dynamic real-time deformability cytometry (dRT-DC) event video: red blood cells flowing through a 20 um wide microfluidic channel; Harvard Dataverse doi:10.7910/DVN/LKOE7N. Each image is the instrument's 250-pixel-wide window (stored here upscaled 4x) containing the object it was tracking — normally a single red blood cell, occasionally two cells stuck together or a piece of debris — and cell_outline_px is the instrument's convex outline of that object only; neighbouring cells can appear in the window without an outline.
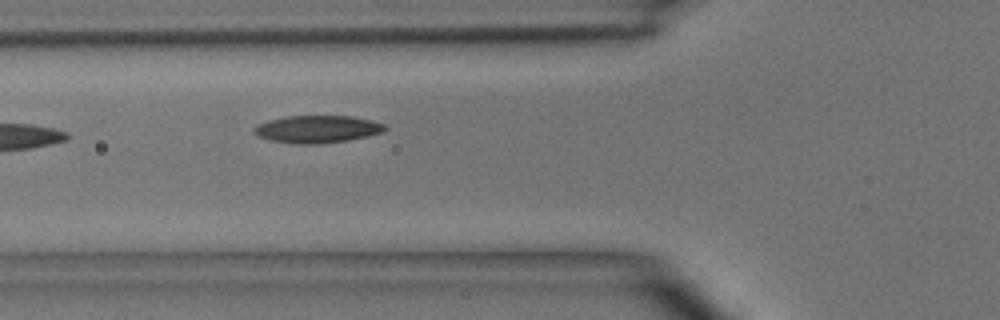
{"species": "common noctule bat (a hibernating species)", "species_latin": "Nyctalus noctula", "temperature_condition": "room temperature", "stored_images_in_passage": 2, "camera_frame_rate_fps": 3000, "um_per_image_px": 0.085, "animal": {"sex": "male", "body_mass_g": 15.6}, "frame": {"image": 1, "passage_image": 2, "time_ms": 1.333, "image_size_px": [1000, 320], "cell_outline_px": [[388, 128], [384, 132], [368, 136], [348, 140], [316, 144], [292, 144], [272, 140], [256, 136], [252, 132], [252, 128], [256, 124], [268, 120], [288, 116], [352, 116], [372, 120], [384, 124]], "centroid_in_image_um": [26.94, 10.98], "position_along_channel_um": 98.9, "area_um2": 21.15}}